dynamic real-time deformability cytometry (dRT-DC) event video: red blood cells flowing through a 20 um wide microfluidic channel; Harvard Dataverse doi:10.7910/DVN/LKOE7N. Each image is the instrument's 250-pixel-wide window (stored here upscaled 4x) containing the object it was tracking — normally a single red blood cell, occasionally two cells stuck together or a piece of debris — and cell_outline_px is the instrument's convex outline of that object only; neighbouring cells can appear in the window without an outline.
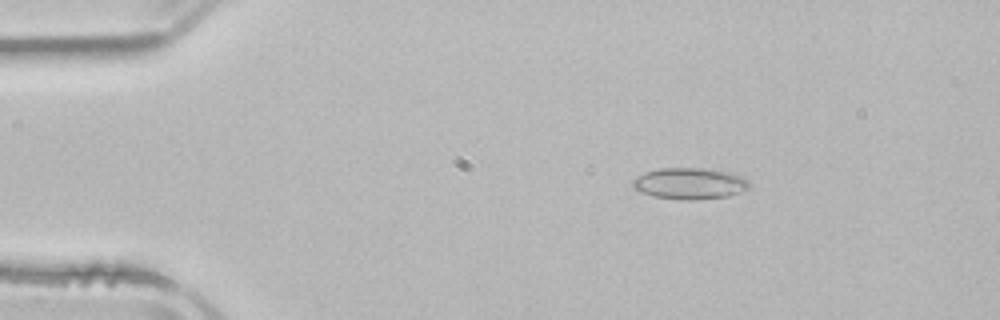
{"species": "common noctule bat (a hibernating species)", "species_latin": "Nyctalus noctula", "temperature_condition": "room temperature", "stored_images_in_passage": 3, "camera_frame_rate_fps": 3000, "um_per_image_px": 0.085, "animal": {"sex": "male", "body_mass_g": 21.5, "forearm_length_mm": 52.0}, "frame": {"image": 1, "passage_image": 2, "time_ms": 1.667, "image_size_px": [1000, 320], "cell_outline_px": [[748, 188], [740, 192], [728, 196], [688, 200], [680, 200], [652, 196], [640, 192], [632, 188], [632, 180], [644, 172], [660, 168], [700, 168], [728, 172], [744, 176], [748, 180]], "centroid_in_image_um": [58.58, 15.6], "position_along_channel_um": 26.4, "area_um2": 21.33}}